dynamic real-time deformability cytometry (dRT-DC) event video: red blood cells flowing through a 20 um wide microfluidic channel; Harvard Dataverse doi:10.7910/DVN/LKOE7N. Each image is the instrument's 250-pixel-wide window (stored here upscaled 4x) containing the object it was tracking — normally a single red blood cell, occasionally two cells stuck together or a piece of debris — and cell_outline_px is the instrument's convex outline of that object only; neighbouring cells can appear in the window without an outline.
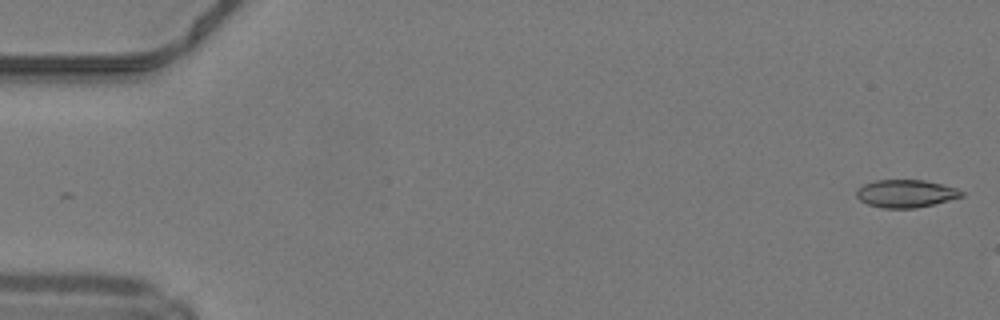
{"species": "common noctule bat (a hibernating species)", "species_latin": "Nyctalus noctula", "temperature_condition": "warm", "stored_images_in_passage": 28, "camera_frame_rate_fps": 3000, "um_per_image_px": 0.085, "animal": {"sex": "male", "body_mass_g": 19.2, "forearm_length_mm": 51.8}, "frame": {"image": 1, "passage_image": 1, "time_ms": 0.0, "image_size_px": [1000, 320], "cell_outline_px": [[964, 196], [916, 208], [880, 208], [868, 204], [860, 200], [856, 196], [856, 192], [864, 184], [876, 180], [924, 180], [956, 188], [964, 192]], "centroid_in_image_um": [76.98, 16.45], "position_along_channel_um": 8.0, "area_um2": 16.82}}
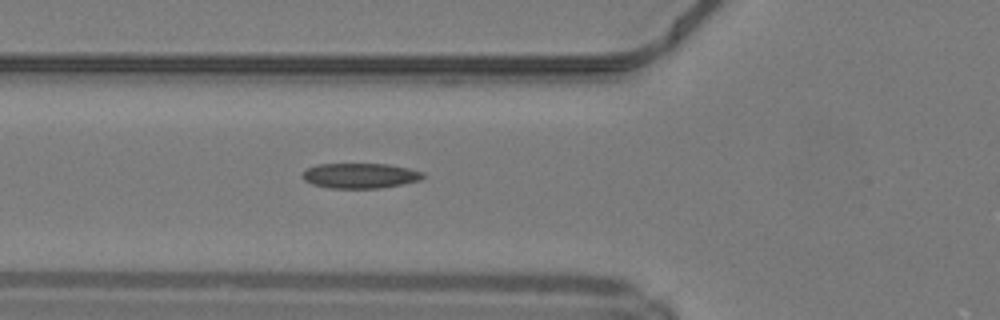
{"frame": {"image": 2, "passage_image": 18, "time_ms": 5.667, "image_size_px": [1000, 320], "cell_outline_px": [[424, 176], [420, 180], [404, 184], [380, 188], [328, 188], [312, 184], [304, 180], [300, 176], [308, 168], [316, 164], [388, 164], [408, 168], [424, 172]], "centroid_in_image_um": [30.61, 14.93], "position_along_channel_um": 95.2, "area_um2": 17.74}}
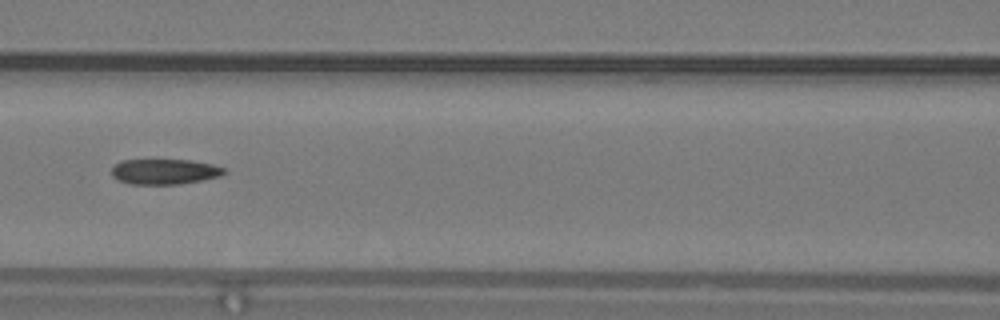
{"frame": {"image": 3, "passage_image": 22, "time_ms": 7.0, "image_size_px": [1000, 320], "cell_outline_px": [[228, 172], [220, 176], [180, 184], [132, 184], [116, 180], [112, 176], [112, 168], [120, 160], [192, 160], [212, 164], [224, 168]], "centroid_in_image_um": [13.98, 14.58], "position_along_channel_um": 152.6, "area_um2": 16.65}}